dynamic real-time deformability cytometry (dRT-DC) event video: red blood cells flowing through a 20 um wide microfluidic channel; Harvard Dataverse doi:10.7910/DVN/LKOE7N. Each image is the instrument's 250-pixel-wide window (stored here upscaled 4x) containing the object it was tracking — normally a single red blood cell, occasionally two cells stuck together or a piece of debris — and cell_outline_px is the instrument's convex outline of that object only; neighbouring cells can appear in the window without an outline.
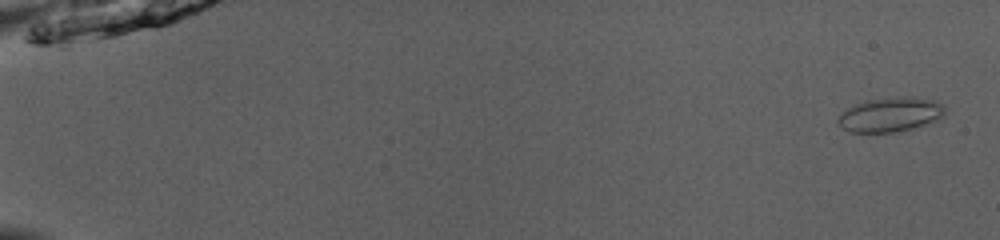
{"species": "common noctule bat (a hibernating species)", "species_latin": "Nyctalus noctula", "temperature_condition": "room temperature", "stored_images_in_passage": 9, "camera_frame_rate_fps": 3000, "um_per_image_px": 0.085, "animal": {"sex": "male", "body_mass_g": 13.0, "forearm_length_mm": 53.1}, "frame": {"image": 1, "passage_image": 2, "time_ms": 0.333, "image_size_px": [1000, 240], "cell_outline_px": [[944, 116], [936, 120], [912, 128], [892, 132], [852, 132], [844, 128], [836, 120], [848, 108], [856, 104], [868, 100], [908, 96], [912, 96], [936, 100], [944, 108]], "centroid_in_image_um": [75.71, 9.73], "position_along_channel_um": 9.3, "area_um2": 20.98}}